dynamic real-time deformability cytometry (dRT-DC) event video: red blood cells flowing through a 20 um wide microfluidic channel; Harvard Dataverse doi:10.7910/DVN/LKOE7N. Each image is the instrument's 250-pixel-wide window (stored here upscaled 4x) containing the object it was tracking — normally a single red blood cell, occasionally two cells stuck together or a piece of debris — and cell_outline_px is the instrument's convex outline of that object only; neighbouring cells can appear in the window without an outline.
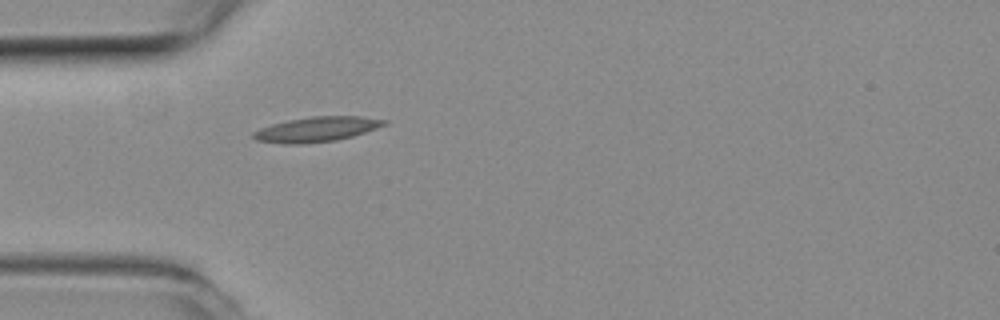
{"species": "common noctule bat (a hibernating species)", "species_latin": "Nyctalus noctula", "temperature_condition": "room temperature", "stored_images_in_passage": 32, "camera_frame_rate_fps": 3000, "um_per_image_px": 0.085, "animal": {"sex": "female", "body_mass_g": 19.3, "forearm_length_mm": 54.1}, "frame": {"image": 1, "passage_image": 1, "time_ms": 0.0, "image_size_px": [1000, 320], "cell_outline_px": [[388, 124], [352, 136], [336, 140], [300, 144], [284, 144], [256, 140], [252, 136], [252, 132], [260, 128], [272, 124], [288, 120], [312, 116], [360, 116], [388, 120]], "centroid_in_image_um": [26.91, 10.98], "position_along_channel_um": 58.1, "area_um2": 18.96}}
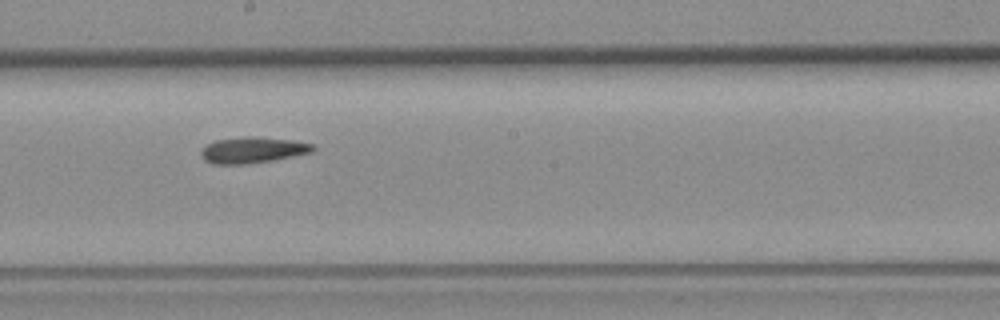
{"frame": {"image": 2, "passage_image": 14, "time_ms": 4.333, "image_size_px": [1000, 320], "cell_outline_px": [[316, 148], [312, 152], [272, 160], [248, 164], [212, 164], [204, 160], [200, 156], [200, 152], [208, 144], [216, 140], [244, 136], [252, 136], [292, 140], [316, 144]], "centroid_in_image_um": [21.48, 12.75], "position_along_channel_um": 226.7, "area_um2": 17.05}}
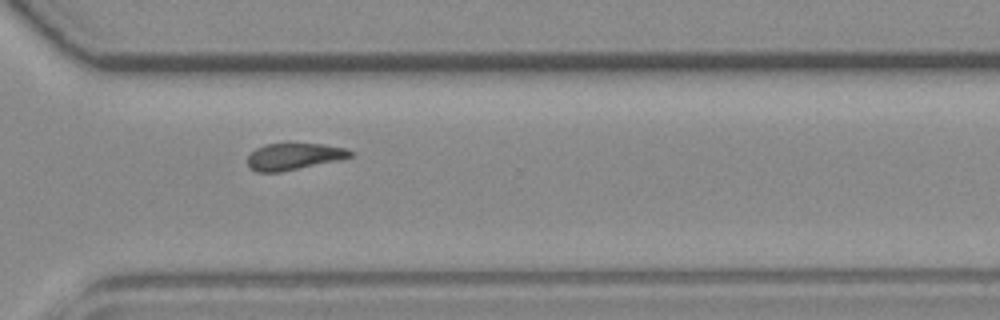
{"frame": {"image": 3, "passage_image": 23, "time_ms": 7.333, "image_size_px": [1000, 320], "cell_outline_px": [[352, 156], [336, 160], [280, 172], [256, 172], [248, 164], [248, 156], [256, 148], [264, 144], [320, 144], [344, 148], [352, 152]], "centroid_in_image_um": [24.93, 13.3], "position_along_channel_um": 345.7, "area_um2": 15.49}}